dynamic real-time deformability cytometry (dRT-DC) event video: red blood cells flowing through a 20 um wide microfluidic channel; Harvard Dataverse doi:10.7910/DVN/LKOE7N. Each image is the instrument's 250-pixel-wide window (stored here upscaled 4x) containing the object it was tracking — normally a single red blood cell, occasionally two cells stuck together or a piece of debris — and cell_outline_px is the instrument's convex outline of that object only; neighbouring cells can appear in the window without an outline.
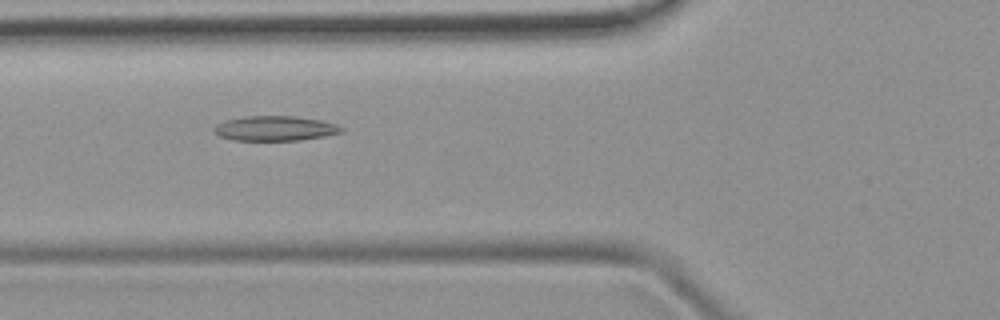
{"species": "common noctule bat (a hibernating species)", "species_latin": "Nyctalus noctula", "temperature_condition": "room temperature", "stored_images_in_passage": 7, "camera_frame_rate_fps": 3000, "um_per_image_px": 0.085, "animal": {"sex": "female", "body_mass_g": 19.9}, "frame": {"image": 1, "passage_image": 4, "time_ms": 4.333, "image_size_px": [1000, 320], "cell_outline_px": [[344, 132], [324, 136], [300, 140], [232, 140], [216, 136], [212, 132], [212, 128], [216, 124], [224, 120], [244, 116], [292, 116], [320, 120], [336, 124], [344, 128]], "centroid_in_image_um": [23.31, 10.91], "position_along_channel_um": 102.5, "area_um2": 18.67}}
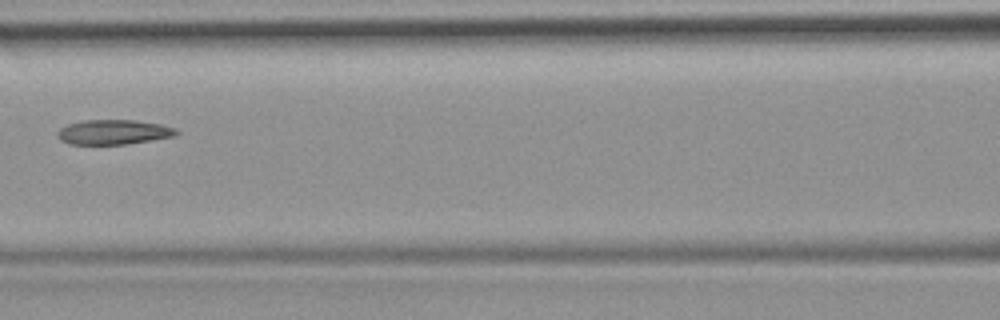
{"frame": {"image": 2, "passage_image": 5, "time_ms": 5.667, "image_size_px": [1000, 320], "cell_outline_px": [[180, 132], [176, 136], [128, 144], [68, 144], [60, 140], [56, 136], [56, 132], [60, 128], [68, 124], [84, 120], [136, 120], [160, 124], [176, 128]], "centroid_in_image_um": [9.65, 11.23], "position_along_channel_um": 156.9, "area_um2": 17.34}}
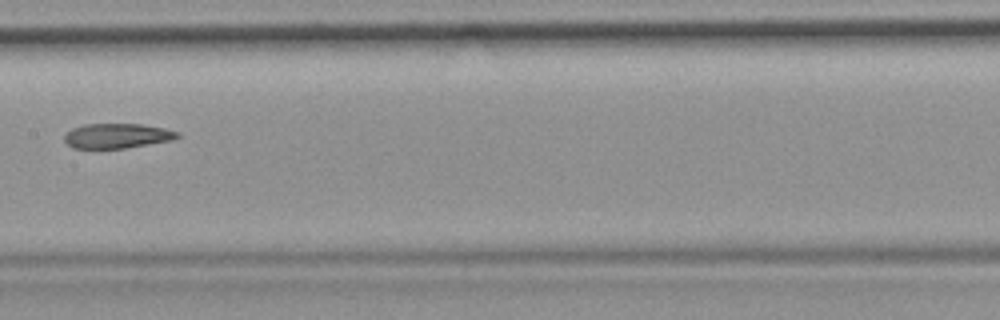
{"frame": {"image": 3, "passage_image": 6, "time_ms": 6.667, "image_size_px": [1000, 320], "cell_outline_px": [[180, 136], [172, 140], [124, 148], [72, 148], [64, 140], [64, 136], [72, 128], [84, 124], [140, 124], [164, 128], [180, 132]], "centroid_in_image_um": [9.95, 11.54], "position_along_channel_um": 197.4, "area_um2": 16.24}}